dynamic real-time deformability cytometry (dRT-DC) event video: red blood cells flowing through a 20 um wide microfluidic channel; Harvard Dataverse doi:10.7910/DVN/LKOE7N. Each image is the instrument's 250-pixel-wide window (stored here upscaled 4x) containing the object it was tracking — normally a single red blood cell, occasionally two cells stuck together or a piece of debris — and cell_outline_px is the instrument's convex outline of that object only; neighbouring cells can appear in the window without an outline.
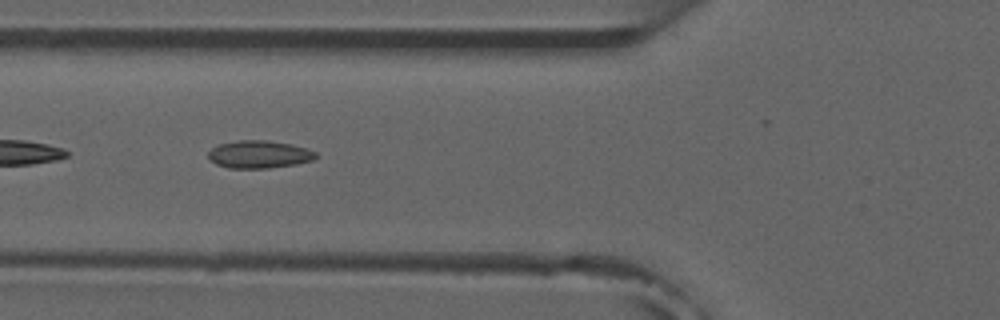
{"species": "common noctule bat (a hibernating species)", "species_latin": "Nyctalus noctula", "temperature_condition": "room temperature", "stored_images_in_passage": 7, "camera_frame_rate_fps": 3000, "um_per_image_px": 0.085, "animal": {"sex": "male", "forearm_length_mm": 52.5}, "frame": {"image": 1, "passage_image": 5, "time_ms": 4.333, "image_size_px": [1000, 320], "cell_outline_px": [[316, 156], [312, 160], [296, 164], [268, 168], [228, 168], [216, 164], [208, 156], [208, 152], [212, 148], [220, 144], [236, 140], [264, 140], [288, 144], [308, 148], [316, 152]], "centroid_in_image_um": [22.01, 13.12], "position_along_channel_um": 103.8, "area_um2": 17.17}}
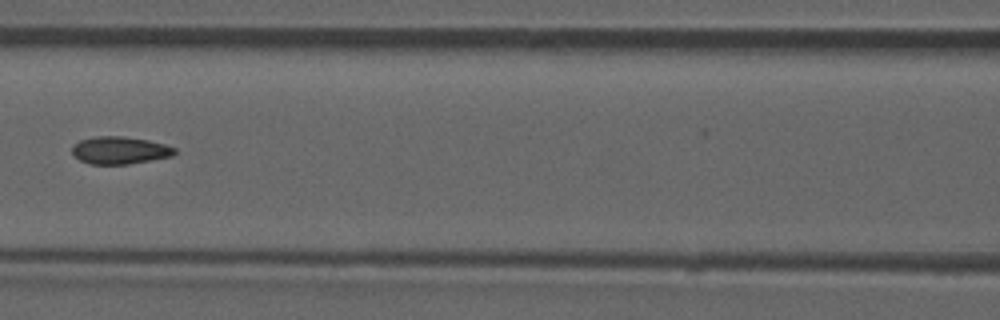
{"frame": {"image": 2, "passage_image": 6, "time_ms": 5.667, "image_size_px": [1000, 320], "cell_outline_px": [[176, 152], [172, 156], [128, 164], [88, 164], [80, 160], [72, 152], [72, 144], [80, 140], [96, 136], [124, 136], [148, 140], [164, 144], [176, 148]], "centroid_in_image_um": [10.16, 12.77], "position_along_channel_um": 156.4, "area_um2": 16.42}}